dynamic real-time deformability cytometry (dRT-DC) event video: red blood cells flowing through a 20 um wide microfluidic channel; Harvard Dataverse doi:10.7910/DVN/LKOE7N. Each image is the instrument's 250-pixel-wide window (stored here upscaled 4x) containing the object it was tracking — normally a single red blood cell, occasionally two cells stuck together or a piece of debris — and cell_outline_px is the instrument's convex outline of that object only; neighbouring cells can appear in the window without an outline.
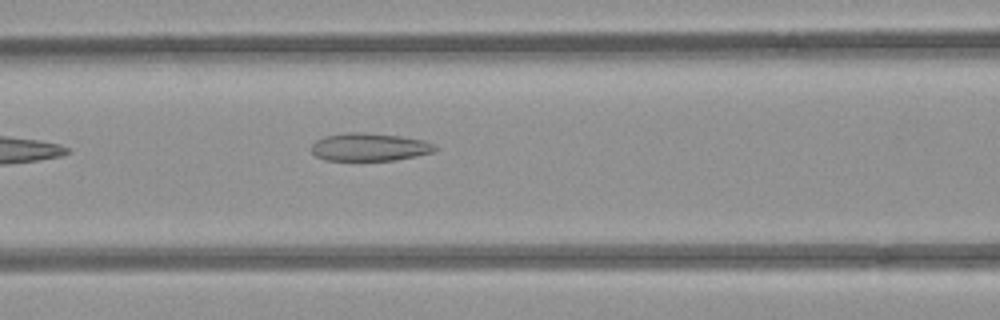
{"species": "common noctule bat (a hibernating species)", "species_latin": "Nyctalus noctula", "temperature_condition": "room temperature", "stored_images_in_passage": 3, "camera_frame_rate_fps": 3000, "um_per_image_px": 0.085, "animal": {"sex": "female", "body_mass_g": 21.9}, "frame": {"image": 1, "passage_image": 3, "time_ms": 2.333, "image_size_px": [1000, 320], "cell_outline_px": [[436, 148], [432, 152], [416, 156], [396, 160], [324, 160], [316, 156], [312, 152], [312, 144], [316, 140], [324, 136], [348, 132], [364, 132], [400, 136], [424, 140], [432, 144]], "centroid_in_image_um": [31.37, 12.49], "position_along_channel_um": 135.2, "area_um2": 20.0}}